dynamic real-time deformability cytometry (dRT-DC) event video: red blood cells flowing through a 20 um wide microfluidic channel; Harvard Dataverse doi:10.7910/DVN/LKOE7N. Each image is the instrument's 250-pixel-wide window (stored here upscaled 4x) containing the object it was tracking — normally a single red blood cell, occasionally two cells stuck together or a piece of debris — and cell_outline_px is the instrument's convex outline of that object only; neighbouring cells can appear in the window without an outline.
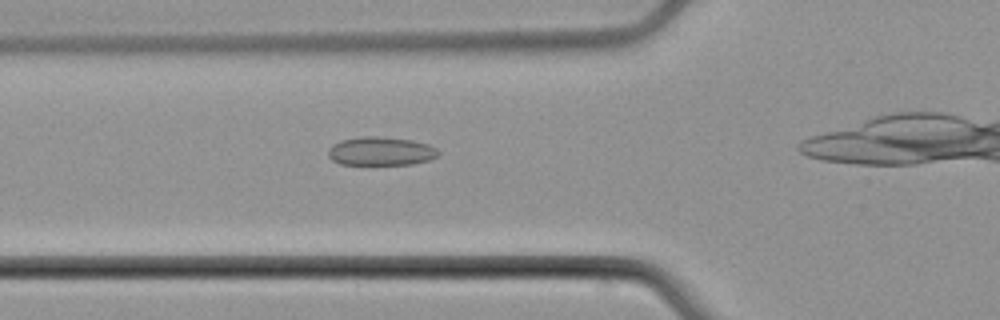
{"species": "common noctule bat (a hibernating species)", "species_latin": "Nyctalus noctula", "temperature_condition": "cold", "stored_images_in_passage": 8, "camera_frame_rate_fps": 3000, "um_per_image_px": 0.085, "animal": {"sex": "male", "body_mass_g": 21.5, "forearm_length_mm": 52.0}, "frame": {"image": 1, "passage_image": 7, "time_ms": 7.333, "image_size_px": [1000, 320], "cell_outline_px": [[440, 152], [436, 156], [428, 160], [412, 164], [340, 164], [332, 160], [328, 156], [328, 148], [332, 144], [340, 140], [360, 136], [380, 136], [412, 140], [428, 144], [436, 148]], "centroid_in_image_um": [32.33, 12.84], "position_along_channel_um": 93.5, "area_um2": 18.44}}